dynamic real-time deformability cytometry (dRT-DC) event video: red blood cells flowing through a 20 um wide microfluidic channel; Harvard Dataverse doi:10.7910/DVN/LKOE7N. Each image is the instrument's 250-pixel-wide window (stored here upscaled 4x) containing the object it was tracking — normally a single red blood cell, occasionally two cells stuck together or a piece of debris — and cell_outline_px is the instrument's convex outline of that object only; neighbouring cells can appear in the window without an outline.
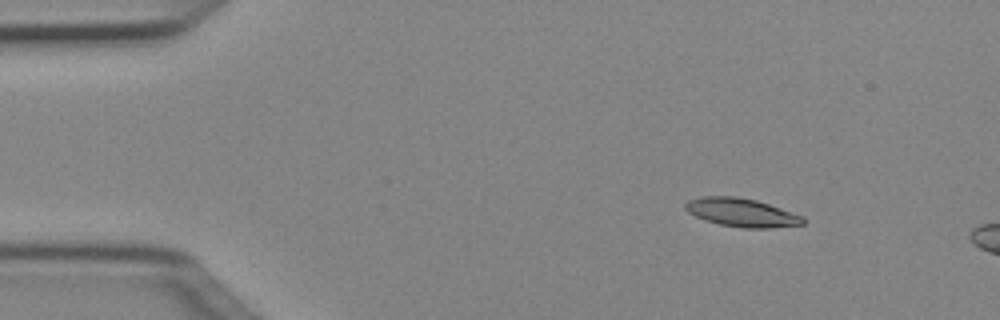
{"species": "Egyptian fruit bat (a non-hibernating species)", "species_latin": "Rousettus aegyptiacus", "temperature_condition": "cold", "stored_images_in_passage": 4, "camera_frame_rate_fps": 3000, "um_per_image_px": 0.085, "animal": {"sex": "female"}, "frame": {"image": 1, "passage_image": 2, "time_ms": 0.333, "image_size_px": [1000, 320], "cell_outline_px": [[804, 224], [768, 228], [744, 228], [720, 224], [696, 216], [688, 212], [684, 208], [684, 204], [688, 200], [700, 196], [736, 196], [756, 200], [804, 216]], "centroid_in_image_um": [63.03, 18.05], "position_along_channel_um": 22.0, "area_um2": 19.36}}